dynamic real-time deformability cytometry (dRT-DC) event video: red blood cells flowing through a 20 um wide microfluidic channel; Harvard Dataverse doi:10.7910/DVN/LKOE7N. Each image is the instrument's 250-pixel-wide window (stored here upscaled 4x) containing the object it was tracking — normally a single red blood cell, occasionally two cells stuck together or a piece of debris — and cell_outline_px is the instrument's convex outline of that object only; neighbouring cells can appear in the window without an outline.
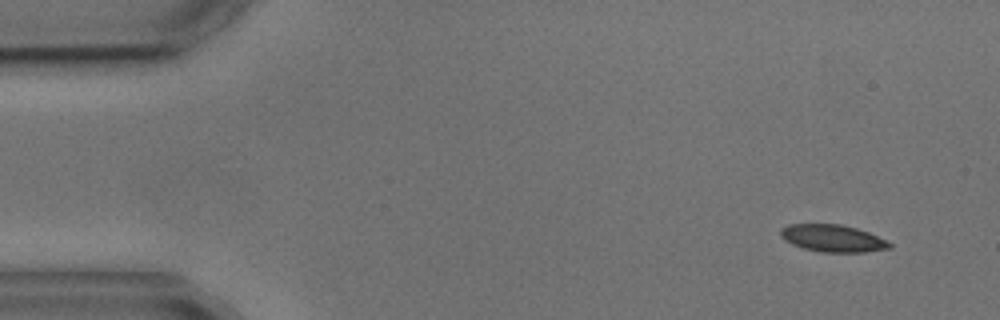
{"species": "common noctule bat (a hibernating species)", "species_latin": "Nyctalus noctula", "temperature_condition": "cold", "stored_images_in_passage": 5, "segment_of_instrument_passage": [1, 2], "camera_frame_rate_fps": 3000, "um_per_image_px": 0.085, "animal": {"sex": "male", "body_mass_g": 17.9, "forearm_length_mm": 54.2}, "frame": {"image": 1, "passage_image": 1, "time_ms": 0.0, "image_size_px": [1000, 320], "cell_outline_px": [[892, 248], [864, 252], [820, 252], [804, 248], [792, 244], [784, 240], [780, 236], [780, 228], [788, 224], [840, 224], [856, 228], [868, 232], [892, 244]], "centroid_in_image_um": [70.74, 20.25], "position_along_channel_um": 14.3, "area_um2": 17.22}}
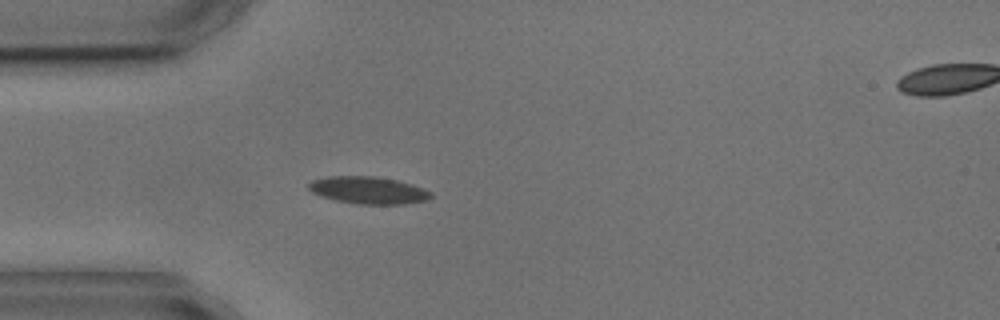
{"frame": {"image": 2, "passage_image": 4, "time_ms": 3.667, "image_size_px": [1000, 320], "cell_outline_px": [[432, 196], [428, 200], [404, 204], [360, 204], [336, 200], [320, 196], [312, 192], [308, 188], [308, 184], [312, 180], [328, 176], [376, 176], [396, 180], [432, 192]], "centroid_in_image_um": [31.27, 16.17], "position_along_channel_um": 53.7, "area_um2": 19.25}}